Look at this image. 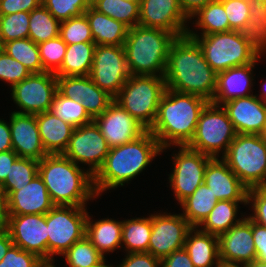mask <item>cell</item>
<instances>
[{
    "label": "cell",
    "mask_w": 266,
    "mask_h": 267,
    "mask_svg": "<svg viewBox=\"0 0 266 267\" xmlns=\"http://www.w3.org/2000/svg\"><path fill=\"white\" fill-rule=\"evenodd\" d=\"M37 45L43 69L55 73L63 63L67 44L57 36Z\"/></svg>",
    "instance_id": "44"
},
{
    "label": "cell",
    "mask_w": 266,
    "mask_h": 267,
    "mask_svg": "<svg viewBox=\"0 0 266 267\" xmlns=\"http://www.w3.org/2000/svg\"><path fill=\"white\" fill-rule=\"evenodd\" d=\"M262 88H263V92L261 93L260 92V97H258L260 100H263L264 102H266V82H265V84L263 83V85H262Z\"/></svg>",
    "instance_id": "61"
},
{
    "label": "cell",
    "mask_w": 266,
    "mask_h": 267,
    "mask_svg": "<svg viewBox=\"0 0 266 267\" xmlns=\"http://www.w3.org/2000/svg\"><path fill=\"white\" fill-rule=\"evenodd\" d=\"M204 183L218 200L247 201L248 188L221 158H212L204 172Z\"/></svg>",
    "instance_id": "24"
},
{
    "label": "cell",
    "mask_w": 266,
    "mask_h": 267,
    "mask_svg": "<svg viewBox=\"0 0 266 267\" xmlns=\"http://www.w3.org/2000/svg\"><path fill=\"white\" fill-rule=\"evenodd\" d=\"M41 5V0H0V15L31 12Z\"/></svg>",
    "instance_id": "51"
},
{
    "label": "cell",
    "mask_w": 266,
    "mask_h": 267,
    "mask_svg": "<svg viewBox=\"0 0 266 267\" xmlns=\"http://www.w3.org/2000/svg\"><path fill=\"white\" fill-rule=\"evenodd\" d=\"M209 101L195 94L165 89L155 123L149 130L162 150L186 146L193 139L200 114Z\"/></svg>",
    "instance_id": "2"
},
{
    "label": "cell",
    "mask_w": 266,
    "mask_h": 267,
    "mask_svg": "<svg viewBox=\"0 0 266 267\" xmlns=\"http://www.w3.org/2000/svg\"><path fill=\"white\" fill-rule=\"evenodd\" d=\"M216 267H245V265H238V264H228L220 262Z\"/></svg>",
    "instance_id": "60"
},
{
    "label": "cell",
    "mask_w": 266,
    "mask_h": 267,
    "mask_svg": "<svg viewBox=\"0 0 266 267\" xmlns=\"http://www.w3.org/2000/svg\"><path fill=\"white\" fill-rule=\"evenodd\" d=\"M251 1L252 0H225L222 2L229 20L230 30L239 31L248 23Z\"/></svg>",
    "instance_id": "47"
},
{
    "label": "cell",
    "mask_w": 266,
    "mask_h": 267,
    "mask_svg": "<svg viewBox=\"0 0 266 267\" xmlns=\"http://www.w3.org/2000/svg\"><path fill=\"white\" fill-rule=\"evenodd\" d=\"M92 7L98 12L122 22L128 28L139 23V2L132 0H92Z\"/></svg>",
    "instance_id": "35"
},
{
    "label": "cell",
    "mask_w": 266,
    "mask_h": 267,
    "mask_svg": "<svg viewBox=\"0 0 266 267\" xmlns=\"http://www.w3.org/2000/svg\"><path fill=\"white\" fill-rule=\"evenodd\" d=\"M60 21L42 4L30 12L29 36L34 43L40 44L59 36Z\"/></svg>",
    "instance_id": "36"
},
{
    "label": "cell",
    "mask_w": 266,
    "mask_h": 267,
    "mask_svg": "<svg viewBox=\"0 0 266 267\" xmlns=\"http://www.w3.org/2000/svg\"><path fill=\"white\" fill-rule=\"evenodd\" d=\"M30 12L0 15V45L29 36Z\"/></svg>",
    "instance_id": "42"
},
{
    "label": "cell",
    "mask_w": 266,
    "mask_h": 267,
    "mask_svg": "<svg viewBox=\"0 0 266 267\" xmlns=\"http://www.w3.org/2000/svg\"><path fill=\"white\" fill-rule=\"evenodd\" d=\"M5 198L8 215L46 214L55 206L39 174L20 190L9 192Z\"/></svg>",
    "instance_id": "21"
},
{
    "label": "cell",
    "mask_w": 266,
    "mask_h": 267,
    "mask_svg": "<svg viewBox=\"0 0 266 267\" xmlns=\"http://www.w3.org/2000/svg\"><path fill=\"white\" fill-rule=\"evenodd\" d=\"M179 151L173 154L174 168L169 174V183L174 190L179 204L204 183V172L212 157L186 146H178Z\"/></svg>",
    "instance_id": "13"
},
{
    "label": "cell",
    "mask_w": 266,
    "mask_h": 267,
    "mask_svg": "<svg viewBox=\"0 0 266 267\" xmlns=\"http://www.w3.org/2000/svg\"><path fill=\"white\" fill-rule=\"evenodd\" d=\"M50 111L75 128L93 121L81 102L64 97L58 91L54 96Z\"/></svg>",
    "instance_id": "40"
},
{
    "label": "cell",
    "mask_w": 266,
    "mask_h": 267,
    "mask_svg": "<svg viewBox=\"0 0 266 267\" xmlns=\"http://www.w3.org/2000/svg\"><path fill=\"white\" fill-rule=\"evenodd\" d=\"M248 23L238 32L241 38L249 42L261 54L266 53V4L250 2Z\"/></svg>",
    "instance_id": "34"
},
{
    "label": "cell",
    "mask_w": 266,
    "mask_h": 267,
    "mask_svg": "<svg viewBox=\"0 0 266 267\" xmlns=\"http://www.w3.org/2000/svg\"><path fill=\"white\" fill-rule=\"evenodd\" d=\"M110 148L131 142L147 129L128 111L113 101L102 114L93 119Z\"/></svg>",
    "instance_id": "18"
},
{
    "label": "cell",
    "mask_w": 266,
    "mask_h": 267,
    "mask_svg": "<svg viewBox=\"0 0 266 267\" xmlns=\"http://www.w3.org/2000/svg\"><path fill=\"white\" fill-rule=\"evenodd\" d=\"M42 262L36 254L12 245L0 261V267H40Z\"/></svg>",
    "instance_id": "48"
},
{
    "label": "cell",
    "mask_w": 266,
    "mask_h": 267,
    "mask_svg": "<svg viewBox=\"0 0 266 267\" xmlns=\"http://www.w3.org/2000/svg\"><path fill=\"white\" fill-rule=\"evenodd\" d=\"M62 256L69 267H94L105 259L86 236L75 242Z\"/></svg>",
    "instance_id": "41"
},
{
    "label": "cell",
    "mask_w": 266,
    "mask_h": 267,
    "mask_svg": "<svg viewBox=\"0 0 266 267\" xmlns=\"http://www.w3.org/2000/svg\"><path fill=\"white\" fill-rule=\"evenodd\" d=\"M236 135L237 132L223 106L209 102L202 110L194 137L187 146L212 158H219L221 151L222 158Z\"/></svg>",
    "instance_id": "9"
},
{
    "label": "cell",
    "mask_w": 266,
    "mask_h": 267,
    "mask_svg": "<svg viewBox=\"0 0 266 267\" xmlns=\"http://www.w3.org/2000/svg\"><path fill=\"white\" fill-rule=\"evenodd\" d=\"M84 14L96 45L124 46L129 29L126 25L98 12L92 6Z\"/></svg>",
    "instance_id": "28"
},
{
    "label": "cell",
    "mask_w": 266,
    "mask_h": 267,
    "mask_svg": "<svg viewBox=\"0 0 266 267\" xmlns=\"http://www.w3.org/2000/svg\"><path fill=\"white\" fill-rule=\"evenodd\" d=\"M94 42H81L67 45L61 67L54 73L56 76H86L90 74L94 50Z\"/></svg>",
    "instance_id": "30"
},
{
    "label": "cell",
    "mask_w": 266,
    "mask_h": 267,
    "mask_svg": "<svg viewBox=\"0 0 266 267\" xmlns=\"http://www.w3.org/2000/svg\"><path fill=\"white\" fill-rule=\"evenodd\" d=\"M166 88L212 101L217 73L210 67L197 41L188 35L171 44L164 74Z\"/></svg>",
    "instance_id": "1"
},
{
    "label": "cell",
    "mask_w": 266,
    "mask_h": 267,
    "mask_svg": "<svg viewBox=\"0 0 266 267\" xmlns=\"http://www.w3.org/2000/svg\"><path fill=\"white\" fill-rule=\"evenodd\" d=\"M86 207L55 205L46 213L48 261L86 236Z\"/></svg>",
    "instance_id": "10"
},
{
    "label": "cell",
    "mask_w": 266,
    "mask_h": 267,
    "mask_svg": "<svg viewBox=\"0 0 266 267\" xmlns=\"http://www.w3.org/2000/svg\"><path fill=\"white\" fill-rule=\"evenodd\" d=\"M197 16L196 27L201 29V35L230 31L229 20L222 2L210 1L192 18Z\"/></svg>",
    "instance_id": "39"
},
{
    "label": "cell",
    "mask_w": 266,
    "mask_h": 267,
    "mask_svg": "<svg viewBox=\"0 0 266 267\" xmlns=\"http://www.w3.org/2000/svg\"><path fill=\"white\" fill-rule=\"evenodd\" d=\"M152 232V214L149 218L126 219L122 224V246L126 253L148 252Z\"/></svg>",
    "instance_id": "33"
},
{
    "label": "cell",
    "mask_w": 266,
    "mask_h": 267,
    "mask_svg": "<svg viewBox=\"0 0 266 267\" xmlns=\"http://www.w3.org/2000/svg\"><path fill=\"white\" fill-rule=\"evenodd\" d=\"M252 235L256 250V260L266 262V228L252 221Z\"/></svg>",
    "instance_id": "52"
},
{
    "label": "cell",
    "mask_w": 266,
    "mask_h": 267,
    "mask_svg": "<svg viewBox=\"0 0 266 267\" xmlns=\"http://www.w3.org/2000/svg\"><path fill=\"white\" fill-rule=\"evenodd\" d=\"M245 267H266V262L254 260L250 264L245 265Z\"/></svg>",
    "instance_id": "59"
},
{
    "label": "cell",
    "mask_w": 266,
    "mask_h": 267,
    "mask_svg": "<svg viewBox=\"0 0 266 267\" xmlns=\"http://www.w3.org/2000/svg\"><path fill=\"white\" fill-rule=\"evenodd\" d=\"M161 267H194L188 252L182 248L161 259Z\"/></svg>",
    "instance_id": "53"
},
{
    "label": "cell",
    "mask_w": 266,
    "mask_h": 267,
    "mask_svg": "<svg viewBox=\"0 0 266 267\" xmlns=\"http://www.w3.org/2000/svg\"><path fill=\"white\" fill-rule=\"evenodd\" d=\"M252 1L257 2V3H264V4H266V0H252Z\"/></svg>",
    "instance_id": "65"
},
{
    "label": "cell",
    "mask_w": 266,
    "mask_h": 267,
    "mask_svg": "<svg viewBox=\"0 0 266 267\" xmlns=\"http://www.w3.org/2000/svg\"><path fill=\"white\" fill-rule=\"evenodd\" d=\"M30 74L31 72L22 63L0 49V80L6 81L12 87Z\"/></svg>",
    "instance_id": "46"
},
{
    "label": "cell",
    "mask_w": 266,
    "mask_h": 267,
    "mask_svg": "<svg viewBox=\"0 0 266 267\" xmlns=\"http://www.w3.org/2000/svg\"><path fill=\"white\" fill-rule=\"evenodd\" d=\"M165 89L164 76L130 75L114 101L150 130Z\"/></svg>",
    "instance_id": "7"
},
{
    "label": "cell",
    "mask_w": 266,
    "mask_h": 267,
    "mask_svg": "<svg viewBox=\"0 0 266 267\" xmlns=\"http://www.w3.org/2000/svg\"><path fill=\"white\" fill-rule=\"evenodd\" d=\"M39 161L18 157L11 165L6 180L0 185V192L6 196L9 192L20 190L38 174Z\"/></svg>",
    "instance_id": "38"
},
{
    "label": "cell",
    "mask_w": 266,
    "mask_h": 267,
    "mask_svg": "<svg viewBox=\"0 0 266 267\" xmlns=\"http://www.w3.org/2000/svg\"><path fill=\"white\" fill-rule=\"evenodd\" d=\"M18 158L13 150L0 152V185L6 180L12 163Z\"/></svg>",
    "instance_id": "54"
},
{
    "label": "cell",
    "mask_w": 266,
    "mask_h": 267,
    "mask_svg": "<svg viewBox=\"0 0 266 267\" xmlns=\"http://www.w3.org/2000/svg\"><path fill=\"white\" fill-rule=\"evenodd\" d=\"M237 134H260L266 124V102L258 95L236 98L222 105Z\"/></svg>",
    "instance_id": "23"
},
{
    "label": "cell",
    "mask_w": 266,
    "mask_h": 267,
    "mask_svg": "<svg viewBox=\"0 0 266 267\" xmlns=\"http://www.w3.org/2000/svg\"><path fill=\"white\" fill-rule=\"evenodd\" d=\"M258 62L236 66L217 73L216 90L211 103L222 106L226 102L253 95L250 93L253 86V68ZM252 83V84H251Z\"/></svg>",
    "instance_id": "25"
},
{
    "label": "cell",
    "mask_w": 266,
    "mask_h": 267,
    "mask_svg": "<svg viewBox=\"0 0 266 267\" xmlns=\"http://www.w3.org/2000/svg\"><path fill=\"white\" fill-rule=\"evenodd\" d=\"M106 259H104L102 262H100L97 266H94V267H113L111 265H106Z\"/></svg>",
    "instance_id": "64"
},
{
    "label": "cell",
    "mask_w": 266,
    "mask_h": 267,
    "mask_svg": "<svg viewBox=\"0 0 266 267\" xmlns=\"http://www.w3.org/2000/svg\"><path fill=\"white\" fill-rule=\"evenodd\" d=\"M220 262L247 265L256 260L252 220L247 216L219 237Z\"/></svg>",
    "instance_id": "20"
},
{
    "label": "cell",
    "mask_w": 266,
    "mask_h": 267,
    "mask_svg": "<svg viewBox=\"0 0 266 267\" xmlns=\"http://www.w3.org/2000/svg\"><path fill=\"white\" fill-rule=\"evenodd\" d=\"M176 38L160 28H129L124 49L130 75L164 76L169 49Z\"/></svg>",
    "instance_id": "5"
},
{
    "label": "cell",
    "mask_w": 266,
    "mask_h": 267,
    "mask_svg": "<svg viewBox=\"0 0 266 267\" xmlns=\"http://www.w3.org/2000/svg\"><path fill=\"white\" fill-rule=\"evenodd\" d=\"M13 150L9 122L0 119V152Z\"/></svg>",
    "instance_id": "56"
},
{
    "label": "cell",
    "mask_w": 266,
    "mask_h": 267,
    "mask_svg": "<svg viewBox=\"0 0 266 267\" xmlns=\"http://www.w3.org/2000/svg\"><path fill=\"white\" fill-rule=\"evenodd\" d=\"M13 245L9 231L0 233V261L3 259L8 249Z\"/></svg>",
    "instance_id": "58"
},
{
    "label": "cell",
    "mask_w": 266,
    "mask_h": 267,
    "mask_svg": "<svg viewBox=\"0 0 266 267\" xmlns=\"http://www.w3.org/2000/svg\"><path fill=\"white\" fill-rule=\"evenodd\" d=\"M1 49L22 63L31 73L45 72L40 59L38 45L31 39H17L1 45Z\"/></svg>",
    "instance_id": "37"
},
{
    "label": "cell",
    "mask_w": 266,
    "mask_h": 267,
    "mask_svg": "<svg viewBox=\"0 0 266 267\" xmlns=\"http://www.w3.org/2000/svg\"><path fill=\"white\" fill-rule=\"evenodd\" d=\"M110 147L94 121L76 127L69 145L63 153L75 164H88L89 173L94 176L103 166Z\"/></svg>",
    "instance_id": "14"
},
{
    "label": "cell",
    "mask_w": 266,
    "mask_h": 267,
    "mask_svg": "<svg viewBox=\"0 0 266 267\" xmlns=\"http://www.w3.org/2000/svg\"><path fill=\"white\" fill-rule=\"evenodd\" d=\"M89 77L115 98L130 77L124 46L96 45Z\"/></svg>",
    "instance_id": "11"
},
{
    "label": "cell",
    "mask_w": 266,
    "mask_h": 267,
    "mask_svg": "<svg viewBox=\"0 0 266 267\" xmlns=\"http://www.w3.org/2000/svg\"><path fill=\"white\" fill-rule=\"evenodd\" d=\"M192 227L187 233L184 249L194 267H215L220 263L218 236ZM213 265V266H212Z\"/></svg>",
    "instance_id": "27"
},
{
    "label": "cell",
    "mask_w": 266,
    "mask_h": 267,
    "mask_svg": "<svg viewBox=\"0 0 266 267\" xmlns=\"http://www.w3.org/2000/svg\"><path fill=\"white\" fill-rule=\"evenodd\" d=\"M57 91L64 97L81 102L89 116L94 119L114 101L86 76H57Z\"/></svg>",
    "instance_id": "19"
},
{
    "label": "cell",
    "mask_w": 266,
    "mask_h": 267,
    "mask_svg": "<svg viewBox=\"0 0 266 267\" xmlns=\"http://www.w3.org/2000/svg\"><path fill=\"white\" fill-rule=\"evenodd\" d=\"M192 228L182 214L152 215V232L148 252L160 260L184 248L187 233Z\"/></svg>",
    "instance_id": "15"
},
{
    "label": "cell",
    "mask_w": 266,
    "mask_h": 267,
    "mask_svg": "<svg viewBox=\"0 0 266 267\" xmlns=\"http://www.w3.org/2000/svg\"><path fill=\"white\" fill-rule=\"evenodd\" d=\"M9 127L13 151L18 157L40 161L48 155L42 145L36 115L11 112Z\"/></svg>",
    "instance_id": "22"
},
{
    "label": "cell",
    "mask_w": 266,
    "mask_h": 267,
    "mask_svg": "<svg viewBox=\"0 0 266 267\" xmlns=\"http://www.w3.org/2000/svg\"><path fill=\"white\" fill-rule=\"evenodd\" d=\"M42 145L47 154H63L75 127L64 122L51 111L36 114Z\"/></svg>",
    "instance_id": "26"
},
{
    "label": "cell",
    "mask_w": 266,
    "mask_h": 267,
    "mask_svg": "<svg viewBox=\"0 0 266 267\" xmlns=\"http://www.w3.org/2000/svg\"><path fill=\"white\" fill-rule=\"evenodd\" d=\"M210 1L211 0H179V4L185 16L190 20L194 14Z\"/></svg>",
    "instance_id": "55"
},
{
    "label": "cell",
    "mask_w": 266,
    "mask_h": 267,
    "mask_svg": "<svg viewBox=\"0 0 266 267\" xmlns=\"http://www.w3.org/2000/svg\"><path fill=\"white\" fill-rule=\"evenodd\" d=\"M42 178L55 205L86 207L96 198L93 176L63 154H48L39 161Z\"/></svg>",
    "instance_id": "4"
},
{
    "label": "cell",
    "mask_w": 266,
    "mask_h": 267,
    "mask_svg": "<svg viewBox=\"0 0 266 267\" xmlns=\"http://www.w3.org/2000/svg\"><path fill=\"white\" fill-rule=\"evenodd\" d=\"M218 201L211 188L202 183L191 196L180 203L183 209L181 214L192 227H198L210 214Z\"/></svg>",
    "instance_id": "32"
},
{
    "label": "cell",
    "mask_w": 266,
    "mask_h": 267,
    "mask_svg": "<svg viewBox=\"0 0 266 267\" xmlns=\"http://www.w3.org/2000/svg\"><path fill=\"white\" fill-rule=\"evenodd\" d=\"M8 231L13 245L48 261L46 214L8 215Z\"/></svg>",
    "instance_id": "16"
},
{
    "label": "cell",
    "mask_w": 266,
    "mask_h": 267,
    "mask_svg": "<svg viewBox=\"0 0 266 267\" xmlns=\"http://www.w3.org/2000/svg\"><path fill=\"white\" fill-rule=\"evenodd\" d=\"M259 135L266 142V124L263 127V130L261 131V133Z\"/></svg>",
    "instance_id": "63"
},
{
    "label": "cell",
    "mask_w": 266,
    "mask_h": 267,
    "mask_svg": "<svg viewBox=\"0 0 266 267\" xmlns=\"http://www.w3.org/2000/svg\"><path fill=\"white\" fill-rule=\"evenodd\" d=\"M162 151L158 140L149 130L131 142L110 148L103 166L93 176L97 197L103 191L124 186Z\"/></svg>",
    "instance_id": "3"
},
{
    "label": "cell",
    "mask_w": 266,
    "mask_h": 267,
    "mask_svg": "<svg viewBox=\"0 0 266 267\" xmlns=\"http://www.w3.org/2000/svg\"><path fill=\"white\" fill-rule=\"evenodd\" d=\"M248 204H250L254 210V214L248 217L266 228V186L248 189L247 205Z\"/></svg>",
    "instance_id": "49"
},
{
    "label": "cell",
    "mask_w": 266,
    "mask_h": 267,
    "mask_svg": "<svg viewBox=\"0 0 266 267\" xmlns=\"http://www.w3.org/2000/svg\"><path fill=\"white\" fill-rule=\"evenodd\" d=\"M12 99L23 114H40L50 111L57 93V76L53 72L31 73L12 86ZM23 110V111H22Z\"/></svg>",
    "instance_id": "12"
},
{
    "label": "cell",
    "mask_w": 266,
    "mask_h": 267,
    "mask_svg": "<svg viewBox=\"0 0 266 267\" xmlns=\"http://www.w3.org/2000/svg\"><path fill=\"white\" fill-rule=\"evenodd\" d=\"M222 159L248 188L266 186V142L258 134H237Z\"/></svg>",
    "instance_id": "8"
},
{
    "label": "cell",
    "mask_w": 266,
    "mask_h": 267,
    "mask_svg": "<svg viewBox=\"0 0 266 267\" xmlns=\"http://www.w3.org/2000/svg\"><path fill=\"white\" fill-rule=\"evenodd\" d=\"M122 224L123 221L108 218L93 223L88 215L86 221V237L105 257L107 252H114L115 249L122 247Z\"/></svg>",
    "instance_id": "29"
},
{
    "label": "cell",
    "mask_w": 266,
    "mask_h": 267,
    "mask_svg": "<svg viewBox=\"0 0 266 267\" xmlns=\"http://www.w3.org/2000/svg\"><path fill=\"white\" fill-rule=\"evenodd\" d=\"M8 231V213L6 207V198L0 192V233Z\"/></svg>",
    "instance_id": "57"
},
{
    "label": "cell",
    "mask_w": 266,
    "mask_h": 267,
    "mask_svg": "<svg viewBox=\"0 0 266 267\" xmlns=\"http://www.w3.org/2000/svg\"><path fill=\"white\" fill-rule=\"evenodd\" d=\"M41 4L62 22L84 14L92 6V0H41Z\"/></svg>",
    "instance_id": "45"
},
{
    "label": "cell",
    "mask_w": 266,
    "mask_h": 267,
    "mask_svg": "<svg viewBox=\"0 0 266 267\" xmlns=\"http://www.w3.org/2000/svg\"><path fill=\"white\" fill-rule=\"evenodd\" d=\"M117 267H161V260L147 252L127 253Z\"/></svg>",
    "instance_id": "50"
},
{
    "label": "cell",
    "mask_w": 266,
    "mask_h": 267,
    "mask_svg": "<svg viewBox=\"0 0 266 267\" xmlns=\"http://www.w3.org/2000/svg\"><path fill=\"white\" fill-rule=\"evenodd\" d=\"M239 202L247 205V201L219 200L198 228L200 227L202 228L201 231L219 237L242 220L236 218Z\"/></svg>",
    "instance_id": "31"
},
{
    "label": "cell",
    "mask_w": 266,
    "mask_h": 267,
    "mask_svg": "<svg viewBox=\"0 0 266 267\" xmlns=\"http://www.w3.org/2000/svg\"><path fill=\"white\" fill-rule=\"evenodd\" d=\"M187 20L179 0H140L138 25L164 29L181 37L190 29Z\"/></svg>",
    "instance_id": "17"
},
{
    "label": "cell",
    "mask_w": 266,
    "mask_h": 267,
    "mask_svg": "<svg viewBox=\"0 0 266 267\" xmlns=\"http://www.w3.org/2000/svg\"><path fill=\"white\" fill-rule=\"evenodd\" d=\"M59 36L67 44L94 42L85 14L72 17L60 23Z\"/></svg>",
    "instance_id": "43"
},
{
    "label": "cell",
    "mask_w": 266,
    "mask_h": 267,
    "mask_svg": "<svg viewBox=\"0 0 266 267\" xmlns=\"http://www.w3.org/2000/svg\"><path fill=\"white\" fill-rule=\"evenodd\" d=\"M211 1L223 2V1H225V0H211Z\"/></svg>",
    "instance_id": "66"
},
{
    "label": "cell",
    "mask_w": 266,
    "mask_h": 267,
    "mask_svg": "<svg viewBox=\"0 0 266 267\" xmlns=\"http://www.w3.org/2000/svg\"><path fill=\"white\" fill-rule=\"evenodd\" d=\"M40 267H56L53 261H43Z\"/></svg>",
    "instance_id": "62"
},
{
    "label": "cell",
    "mask_w": 266,
    "mask_h": 267,
    "mask_svg": "<svg viewBox=\"0 0 266 267\" xmlns=\"http://www.w3.org/2000/svg\"><path fill=\"white\" fill-rule=\"evenodd\" d=\"M187 35L200 45L205 59L216 72L254 63L261 53L249 42L243 40L238 31H226L209 35H198L192 30Z\"/></svg>",
    "instance_id": "6"
}]
</instances>
